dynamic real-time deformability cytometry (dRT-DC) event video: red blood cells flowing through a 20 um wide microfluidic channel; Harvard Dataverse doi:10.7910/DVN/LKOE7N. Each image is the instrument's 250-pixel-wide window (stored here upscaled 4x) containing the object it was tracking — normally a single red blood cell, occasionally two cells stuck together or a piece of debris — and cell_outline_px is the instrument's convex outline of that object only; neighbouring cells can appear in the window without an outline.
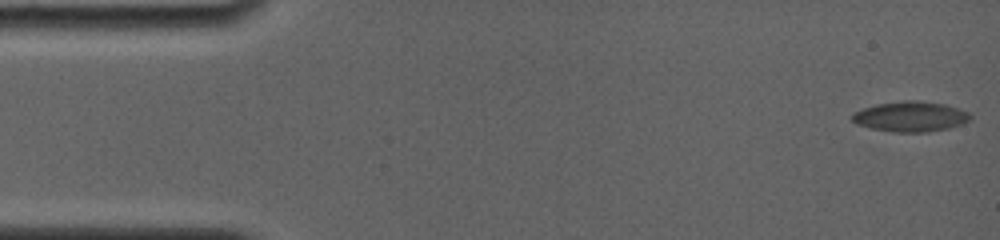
{"species": "common noctule bat (a hibernating species)", "species_latin": "Nyctalus noctula", "temperature_condition": "room temperature", "stored_images_in_passage": 6, "camera_frame_rate_fps": 4000, "um_per_image_px": 0.085, "animal": {"sex": "female", "body_mass_g": 19.0, "forearm_length_mm": 56.7}, "frame": {"image": 1, "passage_image": 1, "time_ms": 0.0, "image_size_px": [1000, 240], "cell_outline_px": [[972, 120], [964, 124], [948, 128], [928, 132], [896, 132], [868, 128], [856, 124], [852, 120], [852, 116], [856, 112], [864, 108], [880, 104], [904, 100], [916, 100], [944, 104], [968, 112], [972, 116]], "centroid_in_image_um": [77.43, 9.92], "position_along_channel_um": 7.6, "area_um2": 20.75}}
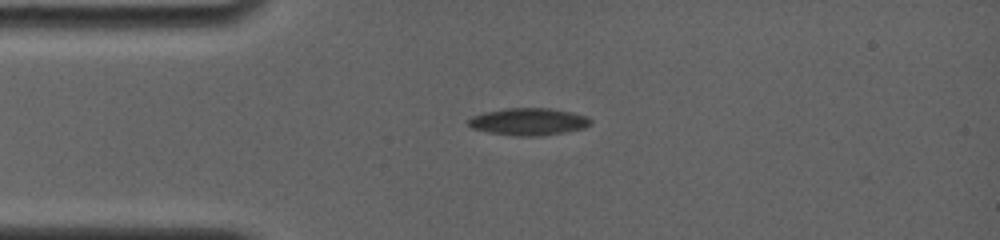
{"frame": {"image": 2, "passage_image": 5, "time_ms": 3.75, "image_size_px": [1000, 240], "cell_outline_px": [[592, 120], [584, 128], [564, 132], [540, 136], [520, 136], [488, 132], [472, 128], [468, 124], [468, 120], [472, 116], [484, 112], [504, 108], [548, 108], [568, 112], [584, 116]], "centroid_in_image_um": [44.87, 10.34], "position_along_channel_um": 40.1, "area_um2": 19.07}}